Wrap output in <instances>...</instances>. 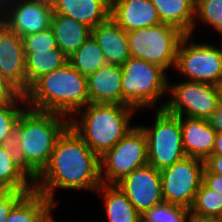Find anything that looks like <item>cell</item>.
<instances>
[{
	"instance_id": "obj_21",
	"label": "cell",
	"mask_w": 222,
	"mask_h": 222,
	"mask_svg": "<svg viewBox=\"0 0 222 222\" xmlns=\"http://www.w3.org/2000/svg\"><path fill=\"white\" fill-rule=\"evenodd\" d=\"M0 187L3 190H34V179L20 165L13 144L0 145Z\"/></svg>"
},
{
	"instance_id": "obj_40",
	"label": "cell",
	"mask_w": 222,
	"mask_h": 222,
	"mask_svg": "<svg viewBox=\"0 0 222 222\" xmlns=\"http://www.w3.org/2000/svg\"><path fill=\"white\" fill-rule=\"evenodd\" d=\"M16 0H0V12L5 8L7 5L13 3ZM4 5V6H3Z\"/></svg>"
},
{
	"instance_id": "obj_31",
	"label": "cell",
	"mask_w": 222,
	"mask_h": 222,
	"mask_svg": "<svg viewBox=\"0 0 222 222\" xmlns=\"http://www.w3.org/2000/svg\"><path fill=\"white\" fill-rule=\"evenodd\" d=\"M22 41L24 52L49 51L58 47L51 27L23 36Z\"/></svg>"
},
{
	"instance_id": "obj_39",
	"label": "cell",
	"mask_w": 222,
	"mask_h": 222,
	"mask_svg": "<svg viewBox=\"0 0 222 222\" xmlns=\"http://www.w3.org/2000/svg\"><path fill=\"white\" fill-rule=\"evenodd\" d=\"M189 222H221L219 219L191 218Z\"/></svg>"
},
{
	"instance_id": "obj_34",
	"label": "cell",
	"mask_w": 222,
	"mask_h": 222,
	"mask_svg": "<svg viewBox=\"0 0 222 222\" xmlns=\"http://www.w3.org/2000/svg\"><path fill=\"white\" fill-rule=\"evenodd\" d=\"M203 183L213 191L222 196V175L209 172L206 168L203 171Z\"/></svg>"
},
{
	"instance_id": "obj_2",
	"label": "cell",
	"mask_w": 222,
	"mask_h": 222,
	"mask_svg": "<svg viewBox=\"0 0 222 222\" xmlns=\"http://www.w3.org/2000/svg\"><path fill=\"white\" fill-rule=\"evenodd\" d=\"M68 127L69 118L64 115L25 106L13 146L20 165L33 179L48 165L57 139Z\"/></svg>"
},
{
	"instance_id": "obj_13",
	"label": "cell",
	"mask_w": 222,
	"mask_h": 222,
	"mask_svg": "<svg viewBox=\"0 0 222 222\" xmlns=\"http://www.w3.org/2000/svg\"><path fill=\"white\" fill-rule=\"evenodd\" d=\"M52 5L35 0H16L0 12V22L20 37L51 26Z\"/></svg>"
},
{
	"instance_id": "obj_3",
	"label": "cell",
	"mask_w": 222,
	"mask_h": 222,
	"mask_svg": "<svg viewBox=\"0 0 222 222\" xmlns=\"http://www.w3.org/2000/svg\"><path fill=\"white\" fill-rule=\"evenodd\" d=\"M27 107L69 119L89 104L87 78L69 62L36 79L24 93Z\"/></svg>"
},
{
	"instance_id": "obj_7",
	"label": "cell",
	"mask_w": 222,
	"mask_h": 222,
	"mask_svg": "<svg viewBox=\"0 0 222 222\" xmlns=\"http://www.w3.org/2000/svg\"><path fill=\"white\" fill-rule=\"evenodd\" d=\"M154 125H138L147 139L148 164L162 170L180 161L184 152L180 117L168 113L164 108L156 110Z\"/></svg>"
},
{
	"instance_id": "obj_36",
	"label": "cell",
	"mask_w": 222,
	"mask_h": 222,
	"mask_svg": "<svg viewBox=\"0 0 222 222\" xmlns=\"http://www.w3.org/2000/svg\"><path fill=\"white\" fill-rule=\"evenodd\" d=\"M210 122L216 131H222V106H218V109L211 117Z\"/></svg>"
},
{
	"instance_id": "obj_17",
	"label": "cell",
	"mask_w": 222,
	"mask_h": 222,
	"mask_svg": "<svg viewBox=\"0 0 222 222\" xmlns=\"http://www.w3.org/2000/svg\"><path fill=\"white\" fill-rule=\"evenodd\" d=\"M186 156L205 161L212 153L217 131L210 120L180 117Z\"/></svg>"
},
{
	"instance_id": "obj_18",
	"label": "cell",
	"mask_w": 222,
	"mask_h": 222,
	"mask_svg": "<svg viewBox=\"0 0 222 222\" xmlns=\"http://www.w3.org/2000/svg\"><path fill=\"white\" fill-rule=\"evenodd\" d=\"M92 36L101 48L106 63L122 66L131 57L127 32L110 17L92 29Z\"/></svg>"
},
{
	"instance_id": "obj_11",
	"label": "cell",
	"mask_w": 222,
	"mask_h": 222,
	"mask_svg": "<svg viewBox=\"0 0 222 222\" xmlns=\"http://www.w3.org/2000/svg\"><path fill=\"white\" fill-rule=\"evenodd\" d=\"M204 168L203 160L186 156L160 170L164 202L190 208L203 182Z\"/></svg>"
},
{
	"instance_id": "obj_10",
	"label": "cell",
	"mask_w": 222,
	"mask_h": 222,
	"mask_svg": "<svg viewBox=\"0 0 222 222\" xmlns=\"http://www.w3.org/2000/svg\"><path fill=\"white\" fill-rule=\"evenodd\" d=\"M190 38L185 35L179 44L176 70L188 81L218 84L222 80V48L210 43H189Z\"/></svg>"
},
{
	"instance_id": "obj_16",
	"label": "cell",
	"mask_w": 222,
	"mask_h": 222,
	"mask_svg": "<svg viewBox=\"0 0 222 222\" xmlns=\"http://www.w3.org/2000/svg\"><path fill=\"white\" fill-rule=\"evenodd\" d=\"M87 78L89 103L122 105V67L104 64Z\"/></svg>"
},
{
	"instance_id": "obj_25",
	"label": "cell",
	"mask_w": 222,
	"mask_h": 222,
	"mask_svg": "<svg viewBox=\"0 0 222 222\" xmlns=\"http://www.w3.org/2000/svg\"><path fill=\"white\" fill-rule=\"evenodd\" d=\"M68 59L58 47L49 51L25 52L26 91L36 79L62 67Z\"/></svg>"
},
{
	"instance_id": "obj_24",
	"label": "cell",
	"mask_w": 222,
	"mask_h": 222,
	"mask_svg": "<svg viewBox=\"0 0 222 222\" xmlns=\"http://www.w3.org/2000/svg\"><path fill=\"white\" fill-rule=\"evenodd\" d=\"M97 192L104 197L109 222H141V214L116 184L102 183Z\"/></svg>"
},
{
	"instance_id": "obj_33",
	"label": "cell",
	"mask_w": 222,
	"mask_h": 222,
	"mask_svg": "<svg viewBox=\"0 0 222 222\" xmlns=\"http://www.w3.org/2000/svg\"><path fill=\"white\" fill-rule=\"evenodd\" d=\"M12 101H25L24 94L0 73V103Z\"/></svg>"
},
{
	"instance_id": "obj_27",
	"label": "cell",
	"mask_w": 222,
	"mask_h": 222,
	"mask_svg": "<svg viewBox=\"0 0 222 222\" xmlns=\"http://www.w3.org/2000/svg\"><path fill=\"white\" fill-rule=\"evenodd\" d=\"M190 213L191 218L220 219L222 216V196L202 182L195 194Z\"/></svg>"
},
{
	"instance_id": "obj_15",
	"label": "cell",
	"mask_w": 222,
	"mask_h": 222,
	"mask_svg": "<svg viewBox=\"0 0 222 222\" xmlns=\"http://www.w3.org/2000/svg\"><path fill=\"white\" fill-rule=\"evenodd\" d=\"M110 18L125 32L161 24L151 0H110Z\"/></svg>"
},
{
	"instance_id": "obj_32",
	"label": "cell",
	"mask_w": 222,
	"mask_h": 222,
	"mask_svg": "<svg viewBox=\"0 0 222 222\" xmlns=\"http://www.w3.org/2000/svg\"><path fill=\"white\" fill-rule=\"evenodd\" d=\"M26 194L25 191L2 190L0 192V222H5L13 206Z\"/></svg>"
},
{
	"instance_id": "obj_22",
	"label": "cell",
	"mask_w": 222,
	"mask_h": 222,
	"mask_svg": "<svg viewBox=\"0 0 222 222\" xmlns=\"http://www.w3.org/2000/svg\"><path fill=\"white\" fill-rule=\"evenodd\" d=\"M161 23L177 27L192 35L195 24V0H151Z\"/></svg>"
},
{
	"instance_id": "obj_4",
	"label": "cell",
	"mask_w": 222,
	"mask_h": 222,
	"mask_svg": "<svg viewBox=\"0 0 222 222\" xmlns=\"http://www.w3.org/2000/svg\"><path fill=\"white\" fill-rule=\"evenodd\" d=\"M135 110L129 105L89 103L69 119V126L101 157L135 127L129 124Z\"/></svg>"
},
{
	"instance_id": "obj_12",
	"label": "cell",
	"mask_w": 222,
	"mask_h": 222,
	"mask_svg": "<svg viewBox=\"0 0 222 222\" xmlns=\"http://www.w3.org/2000/svg\"><path fill=\"white\" fill-rule=\"evenodd\" d=\"M116 185L140 214L164 202L160 170L150 164L137 168Z\"/></svg>"
},
{
	"instance_id": "obj_20",
	"label": "cell",
	"mask_w": 222,
	"mask_h": 222,
	"mask_svg": "<svg viewBox=\"0 0 222 222\" xmlns=\"http://www.w3.org/2000/svg\"><path fill=\"white\" fill-rule=\"evenodd\" d=\"M58 48L69 58L90 36L92 28L73 18L53 13L51 26Z\"/></svg>"
},
{
	"instance_id": "obj_14",
	"label": "cell",
	"mask_w": 222,
	"mask_h": 222,
	"mask_svg": "<svg viewBox=\"0 0 222 222\" xmlns=\"http://www.w3.org/2000/svg\"><path fill=\"white\" fill-rule=\"evenodd\" d=\"M0 73L22 94L26 92L25 52L22 37L0 22Z\"/></svg>"
},
{
	"instance_id": "obj_9",
	"label": "cell",
	"mask_w": 222,
	"mask_h": 222,
	"mask_svg": "<svg viewBox=\"0 0 222 222\" xmlns=\"http://www.w3.org/2000/svg\"><path fill=\"white\" fill-rule=\"evenodd\" d=\"M168 92L172 97L158 109L164 108L175 116L210 120L219 106L217 90L213 84L187 80L168 84Z\"/></svg>"
},
{
	"instance_id": "obj_1",
	"label": "cell",
	"mask_w": 222,
	"mask_h": 222,
	"mask_svg": "<svg viewBox=\"0 0 222 222\" xmlns=\"http://www.w3.org/2000/svg\"><path fill=\"white\" fill-rule=\"evenodd\" d=\"M100 157L69 126L57 139L48 165L34 179V190L55 204L54 190L101 186Z\"/></svg>"
},
{
	"instance_id": "obj_19",
	"label": "cell",
	"mask_w": 222,
	"mask_h": 222,
	"mask_svg": "<svg viewBox=\"0 0 222 222\" xmlns=\"http://www.w3.org/2000/svg\"><path fill=\"white\" fill-rule=\"evenodd\" d=\"M53 13L73 18L94 28L110 17V0H56Z\"/></svg>"
},
{
	"instance_id": "obj_38",
	"label": "cell",
	"mask_w": 222,
	"mask_h": 222,
	"mask_svg": "<svg viewBox=\"0 0 222 222\" xmlns=\"http://www.w3.org/2000/svg\"><path fill=\"white\" fill-rule=\"evenodd\" d=\"M218 94V104L222 106V80L215 85Z\"/></svg>"
},
{
	"instance_id": "obj_23",
	"label": "cell",
	"mask_w": 222,
	"mask_h": 222,
	"mask_svg": "<svg viewBox=\"0 0 222 222\" xmlns=\"http://www.w3.org/2000/svg\"><path fill=\"white\" fill-rule=\"evenodd\" d=\"M54 206L47 197L33 190L13 206L5 222H43Z\"/></svg>"
},
{
	"instance_id": "obj_6",
	"label": "cell",
	"mask_w": 222,
	"mask_h": 222,
	"mask_svg": "<svg viewBox=\"0 0 222 222\" xmlns=\"http://www.w3.org/2000/svg\"><path fill=\"white\" fill-rule=\"evenodd\" d=\"M185 35L177 27L165 23L128 31L130 55L165 71L171 66L175 68L178 47Z\"/></svg>"
},
{
	"instance_id": "obj_5",
	"label": "cell",
	"mask_w": 222,
	"mask_h": 222,
	"mask_svg": "<svg viewBox=\"0 0 222 222\" xmlns=\"http://www.w3.org/2000/svg\"><path fill=\"white\" fill-rule=\"evenodd\" d=\"M121 67L122 105L135 109L148 108L168 94L167 73L160 66L130 57Z\"/></svg>"
},
{
	"instance_id": "obj_41",
	"label": "cell",
	"mask_w": 222,
	"mask_h": 222,
	"mask_svg": "<svg viewBox=\"0 0 222 222\" xmlns=\"http://www.w3.org/2000/svg\"><path fill=\"white\" fill-rule=\"evenodd\" d=\"M35 1L45 3V4H49V5H52V6L56 2V0H35Z\"/></svg>"
},
{
	"instance_id": "obj_30",
	"label": "cell",
	"mask_w": 222,
	"mask_h": 222,
	"mask_svg": "<svg viewBox=\"0 0 222 222\" xmlns=\"http://www.w3.org/2000/svg\"><path fill=\"white\" fill-rule=\"evenodd\" d=\"M198 17L222 37V0H195V18Z\"/></svg>"
},
{
	"instance_id": "obj_42",
	"label": "cell",
	"mask_w": 222,
	"mask_h": 222,
	"mask_svg": "<svg viewBox=\"0 0 222 222\" xmlns=\"http://www.w3.org/2000/svg\"><path fill=\"white\" fill-rule=\"evenodd\" d=\"M51 214H52V213H50L43 222H56V221L53 219V216H52Z\"/></svg>"
},
{
	"instance_id": "obj_35",
	"label": "cell",
	"mask_w": 222,
	"mask_h": 222,
	"mask_svg": "<svg viewBox=\"0 0 222 222\" xmlns=\"http://www.w3.org/2000/svg\"><path fill=\"white\" fill-rule=\"evenodd\" d=\"M204 165L209 172L222 175V155H210Z\"/></svg>"
},
{
	"instance_id": "obj_26",
	"label": "cell",
	"mask_w": 222,
	"mask_h": 222,
	"mask_svg": "<svg viewBox=\"0 0 222 222\" xmlns=\"http://www.w3.org/2000/svg\"><path fill=\"white\" fill-rule=\"evenodd\" d=\"M68 62L86 77L106 64L105 56L93 36L69 57Z\"/></svg>"
},
{
	"instance_id": "obj_37",
	"label": "cell",
	"mask_w": 222,
	"mask_h": 222,
	"mask_svg": "<svg viewBox=\"0 0 222 222\" xmlns=\"http://www.w3.org/2000/svg\"><path fill=\"white\" fill-rule=\"evenodd\" d=\"M211 155H222V131H217L213 153Z\"/></svg>"
},
{
	"instance_id": "obj_8",
	"label": "cell",
	"mask_w": 222,
	"mask_h": 222,
	"mask_svg": "<svg viewBox=\"0 0 222 222\" xmlns=\"http://www.w3.org/2000/svg\"><path fill=\"white\" fill-rule=\"evenodd\" d=\"M147 164V139L143 130L136 125L100 157V178L104 184H116Z\"/></svg>"
},
{
	"instance_id": "obj_29",
	"label": "cell",
	"mask_w": 222,
	"mask_h": 222,
	"mask_svg": "<svg viewBox=\"0 0 222 222\" xmlns=\"http://www.w3.org/2000/svg\"><path fill=\"white\" fill-rule=\"evenodd\" d=\"M21 103L26 105V101L0 103V145L13 144L17 121L25 109Z\"/></svg>"
},
{
	"instance_id": "obj_28",
	"label": "cell",
	"mask_w": 222,
	"mask_h": 222,
	"mask_svg": "<svg viewBox=\"0 0 222 222\" xmlns=\"http://www.w3.org/2000/svg\"><path fill=\"white\" fill-rule=\"evenodd\" d=\"M190 208L162 202L141 214V222H189Z\"/></svg>"
}]
</instances>
